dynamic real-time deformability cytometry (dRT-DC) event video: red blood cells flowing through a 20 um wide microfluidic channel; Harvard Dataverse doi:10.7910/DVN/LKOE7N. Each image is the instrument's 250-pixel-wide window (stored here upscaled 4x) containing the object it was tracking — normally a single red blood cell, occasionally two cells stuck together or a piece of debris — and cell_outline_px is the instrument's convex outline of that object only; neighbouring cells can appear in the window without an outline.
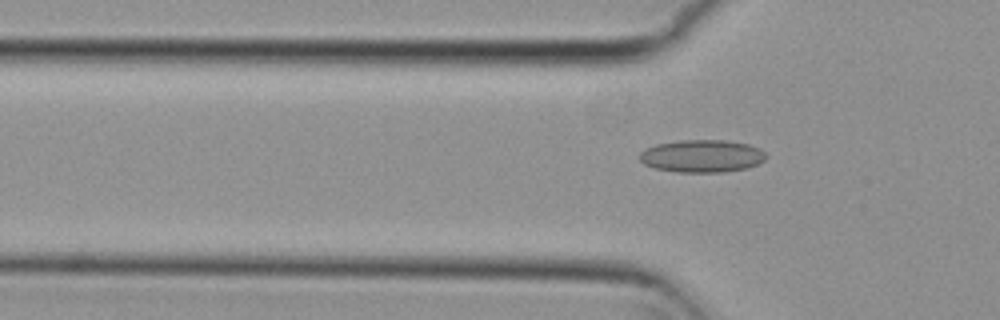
{"species": "common noctule bat (a hibernating species)", "species_latin": "Nyctalus noctula", "temperature_condition": "cold", "stored_images_in_passage": 6, "camera_frame_rate_fps": 3000, "um_per_image_px": 0.085, "animal": {"sex": "female", "body_mass_g": 29.2, "forearm_length_mm": 56.3}, "frame": {"image": 1, "passage_image": 6, "time_ms": 1.667, "image_size_px": [1000, 320], "cell_outline_px": [[768, 156], [764, 160], [748, 168], [724, 172], [676, 172], [656, 168], [644, 164], [640, 160], [640, 152], [644, 148], [656, 144], [680, 140], [724, 140], [748, 144], [760, 148]], "centroid_in_image_um": [59.67, 13.26], "position_along_channel_um": 66.1, "area_um2": 24.1}}